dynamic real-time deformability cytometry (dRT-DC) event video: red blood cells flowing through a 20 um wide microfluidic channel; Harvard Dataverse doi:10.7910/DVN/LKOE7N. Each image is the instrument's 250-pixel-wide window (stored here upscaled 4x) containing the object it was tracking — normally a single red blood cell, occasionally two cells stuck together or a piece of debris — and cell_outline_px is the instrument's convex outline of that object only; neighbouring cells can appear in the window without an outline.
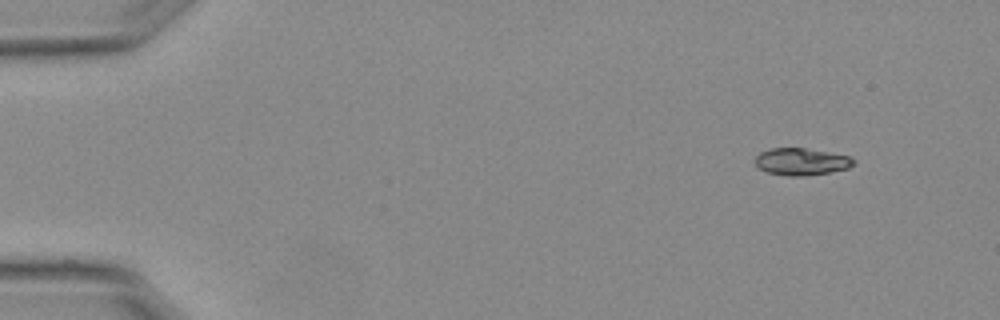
{"species": "Egyptian fruit bat (a non-hibernating species)", "species_latin": "Rousettus aegyptiacus", "temperature_condition": "warm", "stored_images_in_passage": 50, "camera_frame_rate_fps": 3000, "um_per_image_px": 0.085, "animal": {"sex": "female"}, "frame": {"image": 1, "passage_image": 1, "time_ms": 0.0, "image_size_px": [1000, 320], "cell_outline_px": [[856, 160], [848, 168], [828, 172], [804, 176], [788, 176], [768, 172], [760, 168], [756, 164], [756, 156], [760, 152], [772, 148], [804, 148], [852, 156]], "centroid_in_image_um": [68.13, 13.73], "position_along_channel_um": 16.9, "area_um2": 15.37}}
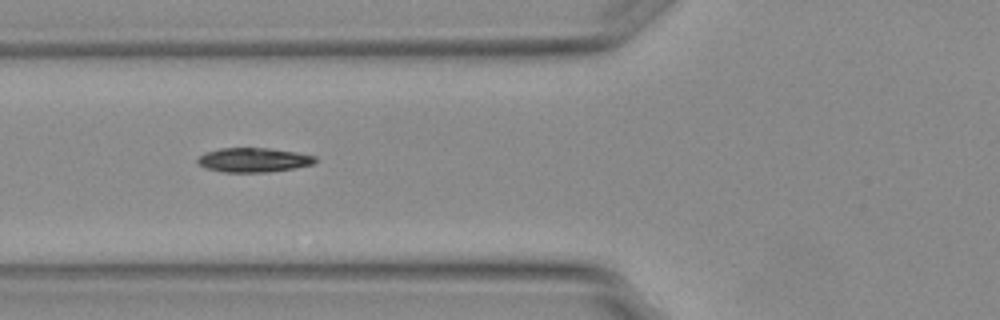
{"frame": {"image": 2, "passage_image": 17, "time_ms": 5.333, "image_size_px": [1000, 320], "cell_outline_px": [[316, 160], [312, 164], [296, 168], [268, 172], [224, 172], [204, 168], [196, 160], [204, 152], [220, 148], [268, 148], [296, 152], [316, 156]], "centroid_in_image_um": [21.54, 13.59], "position_along_channel_um": 104.3, "area_um2": 16.7}}
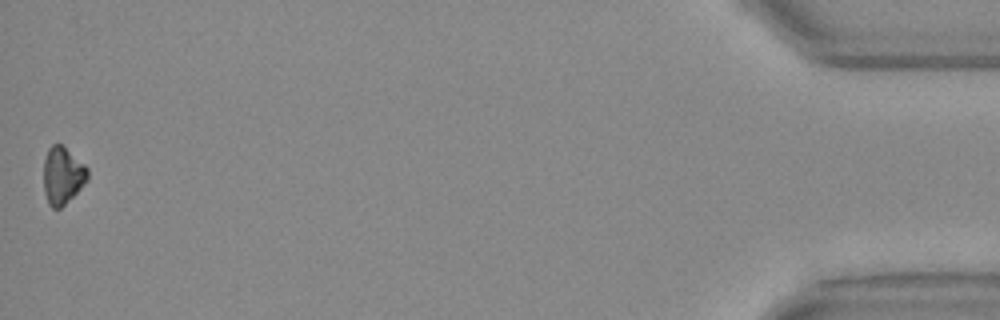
{"frame": {"image": 3, "passage_image": 50, "time_ms": 16.333, "image_size_px": [1000, 320], "cell_outline_px": [[88, 180], [60, 208], [52, 208], [48, 204], [44, 192], [44, 160], [48, 148], [52, 144], [60, 144], [84, 164], [88, 168]], "centroid_in_image_um": [5.3, 14.92], "position_along_channel_um": 429.9, "area_um2": 14.45}, "authors_computed_cell_mechanics": {"area_um2": 16.0395, "velocity_mm_per_s": 3.8033, "shape_relaxation_time_tau1_ms": 3.3473, "shape_relaxation_time_tau2_ms": null, "deformation_change_tau1": 0.1161, "deformation_change_tau2": null}}